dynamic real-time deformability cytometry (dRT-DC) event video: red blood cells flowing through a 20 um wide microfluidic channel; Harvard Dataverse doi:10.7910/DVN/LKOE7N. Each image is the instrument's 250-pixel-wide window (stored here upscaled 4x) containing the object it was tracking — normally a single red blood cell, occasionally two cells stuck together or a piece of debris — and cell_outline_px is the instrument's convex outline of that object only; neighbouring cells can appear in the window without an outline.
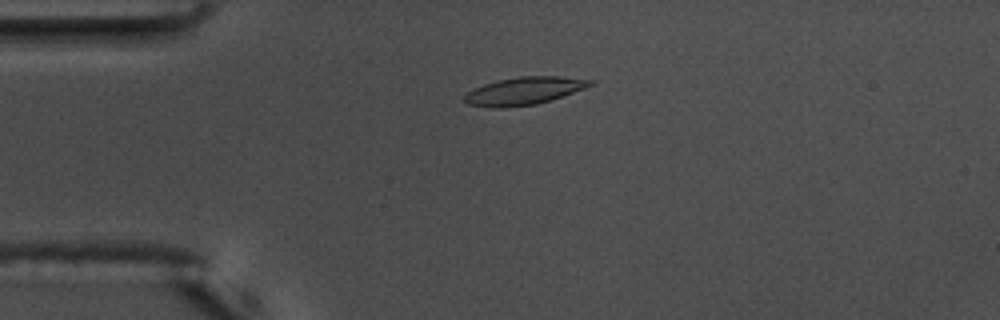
{"species": "common noctule bat (a hibernating species)", "species_latin": "Nyctalus noctula", "temperature_condition": "warm", "stored_images_in_passage": 51, "camera_frame_rate_fps": 3000, "um_per_image_px": 0.085, "animal": {"sex": "male", "body_mass_g": 17.5, "forearm_length_mm": 52.3}, "frame": {"image": 1, "passage_image": 9, "time_ms": 2.667, "image_size_px": [1000, 320], "cell_outline_px": [[596, 84], [552, 100], [536, 104], [504, 108], [492, 108], [468, 104], [464, 100], [464, 96], [468, 92], [484, 84], [500, 80], [520, 76], [560, 76], [596, 80]], "centroid_in_image_um": [44.61, 7.73], "position_along_channel_um": 40.4, "area_um2": 20.35}}
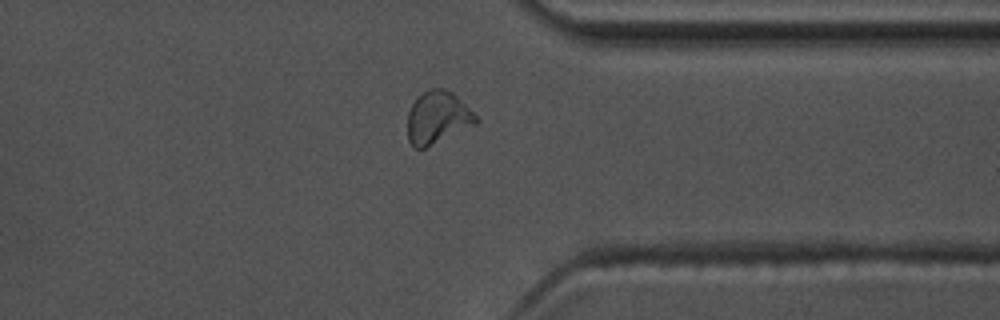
{"frame": {"image": 2, "passage_image": 39, "time_ms": 12.667, "image_size_px": [1000, 320], "cell_outline_px": [[480, 120], [476, 124], [424, 148], [412, 148], [408, 140], [408, 112], [416, 96], [428, 88], [444, 88], [452, 92]], "centroid_in_image_um": [37.16, 9.98], "position_along_channel_um": 374.2, "area_um2": 20.81}}
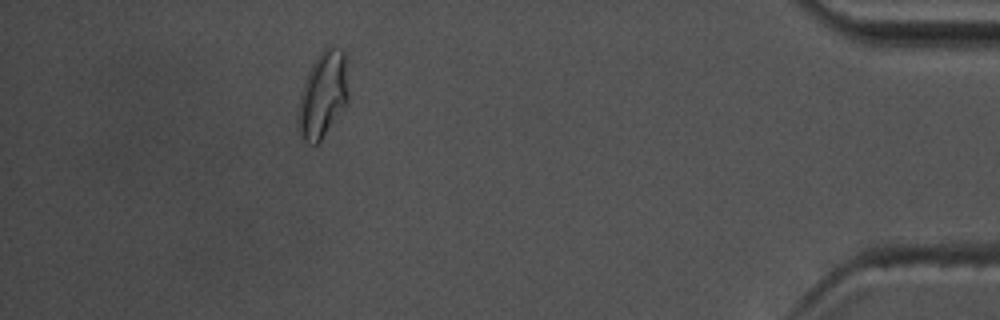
{"frame": {"image": 3, "passage_image": 46, "time_ms": 15.0, "image_size_px": [1000, 320], "cell_outline_px": [[348, 100], [344, 108], [320, 140], [316, 144], [312, 144], [300, 140], [296, 120], [296, 112], [300, 92], [304, 80], [316, 56], [328, 44], [332, 44], [344, 52], [348, 88]], "centroid_in_image_um": [27.4, 8.05], "position_along_channel_um": 407.8, "area_um2": 25.72}, "authors_computed_cell_mechanics": {"area_um2": 19.7098, "velocity_mm_per_s": 3.6313, "shape_relaxation_time_tau1_ms": 5.2409, "shape_relaxation_time_tau2_ms": 2.9652, "deformation_change_tau1": 0.1724, "deformation_change_tau2": 0.103}}